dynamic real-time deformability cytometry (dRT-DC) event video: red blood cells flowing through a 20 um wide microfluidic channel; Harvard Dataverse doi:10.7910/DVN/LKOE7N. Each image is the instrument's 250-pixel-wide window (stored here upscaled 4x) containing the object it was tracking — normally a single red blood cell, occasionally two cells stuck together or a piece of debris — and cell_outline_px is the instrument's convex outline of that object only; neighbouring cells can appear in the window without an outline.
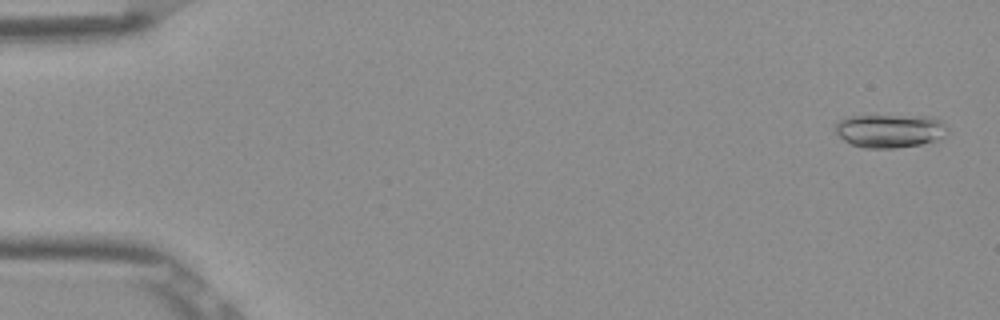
{"species": "Egyptian fruit bat (a non-hibernating species)", "species_latin": "Rousettus aegyptiacus", "temperature_condition": "room temperature", "stored_images_in_passage": 52, "camera_frame_rate_fps": 3000, "um_per_image_px": 0.085, "frame": {"image": 1, "passage_image": 2, "time_ms": 0.333, "image_size_px": [1000, 320], "cell_outline_px": [[948, 132], [944, 136], [936, 140], [920, 144], [896, 148], [864, 148], [852, 144], [844, 140], [836, 132], [836, 124], [844, 116], [928, 116], [940, 120], [948, 128]], "centroid_in_image_um": [75.65, 11.12], "position_along_channel_um": 9.4, "area_um2": 21.79}}
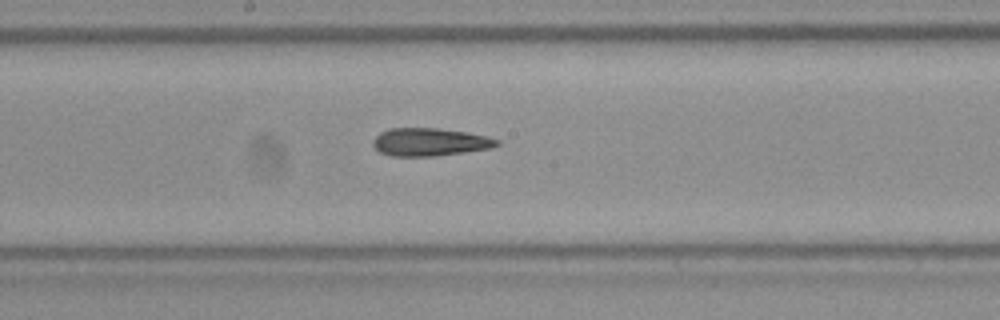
{"frame": {"image": 2, "passage_image": 28, "time_ms": 9.0, "image_size_px": [1000, 320], "cell_outline_px": [[500, 144], [492, 148], [436, 156], [392, 156], [380, 152], [372, 144], [372, 140], [380, 132], [388, 128], [440, 128], [468, 132], [488, 136], [500, 140]], "centroid_in_image_um": [36.55, 12.06], "position_along_channel_um": 211.6, "area_um2": 20.35}}
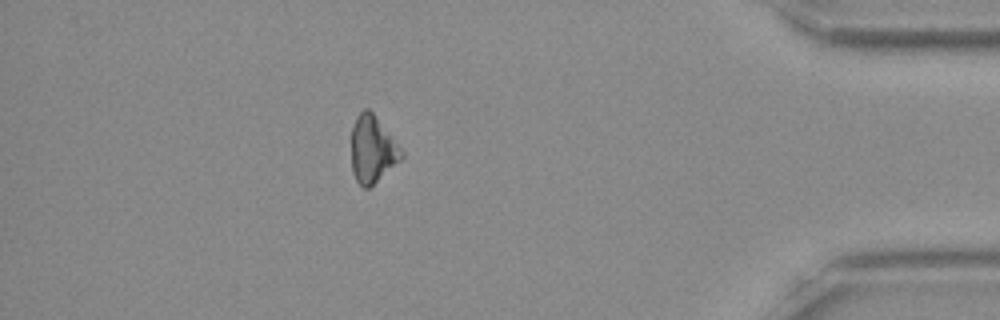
{"frame": {"image": 3, "passage_image": 46, "time_ms": 15.0, "image_size_px": [1000, 320], "cell_outline_px": [[404, 156], [400, 160], [368, 188], [364, 188], [356, 180], [352, 172], [352, 128], [356, 116], [364, 108], [368, 108], [372, 112], [404, 152]], "centroid_in_image_um": [31.64, 12.68], "position_along_channel_um": 403.6, "area_um2": 19.13}, "authors_computed_cell_mechanics": {"area_um2": 20.3456, "velocity_mm_per_s": 3.9166, "shape_relaxation_time_tau1_ms": null, "shape_relaxation_time_tau2_ms": 3.0682, "deformation_change_tau1": null, "deformation_change_tau2": 0.1377}}